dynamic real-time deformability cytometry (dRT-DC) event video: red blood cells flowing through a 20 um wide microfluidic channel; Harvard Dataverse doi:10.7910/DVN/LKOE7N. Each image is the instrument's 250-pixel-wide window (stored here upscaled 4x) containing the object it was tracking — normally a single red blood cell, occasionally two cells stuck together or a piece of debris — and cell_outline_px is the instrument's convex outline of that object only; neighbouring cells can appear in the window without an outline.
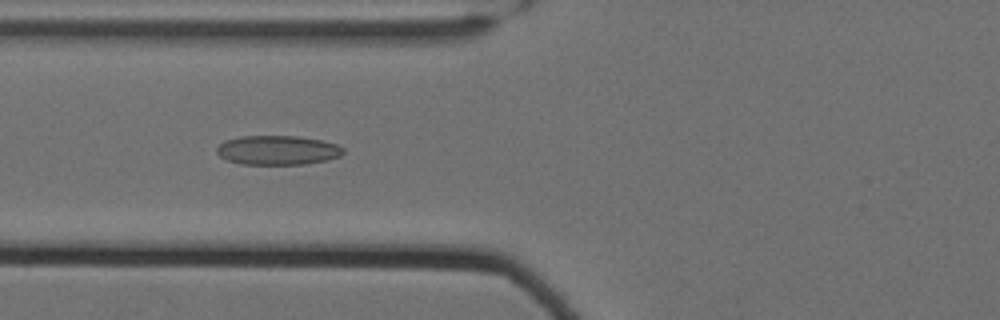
{"species": "Egyptian fruit bat (a non-hibernating species)", "species_latin": "Rousettus aegyptiacus", "temperature_condition": "cold", "stored_images_in_passage": 40, "camera_frame_rate_fps": 3000, "um_per_image_px": 0.085, "animal": {"sex": "female"}, "frame": {"image": 1, "passage_image": 9, "time_ms": 2.667, "image_size_px": [1000, 320], "cell_outline_px": [[344, 152], [340, 156], [328, 160], [304, 164], [240, 164], [228, 160], [220, 156], [216, 152], [216, 148], [224, 140], [240, 136], [296, 136], [320, 140], [336, 144], [344, 148]], "centroid_in_image_um": [23.59, 12.76], "position_along_channel_um": 102.2, "area_um2": 21.62}}
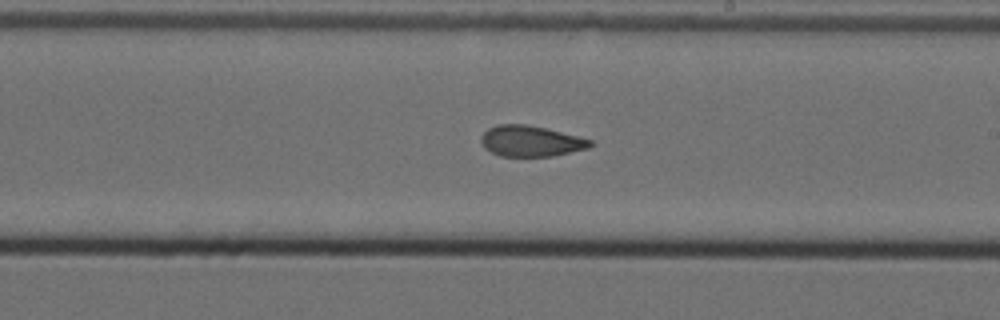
{"frame": {"image": 2, "passage_image": 21, "time_ms": 6.667, "image_size_px": [1000, 320], "cell_outline_px": [[592, 144], [588, 148], [552, 156], [500, 156], [484, 148], [480, 140], [480, 136], [488, 128], [496, 124], [528, 124], [592, 140]], "centroid_in_image_um": [45.06, 11.99], "position_along_channel_um": 243.9, "area_um2": 19.48}}
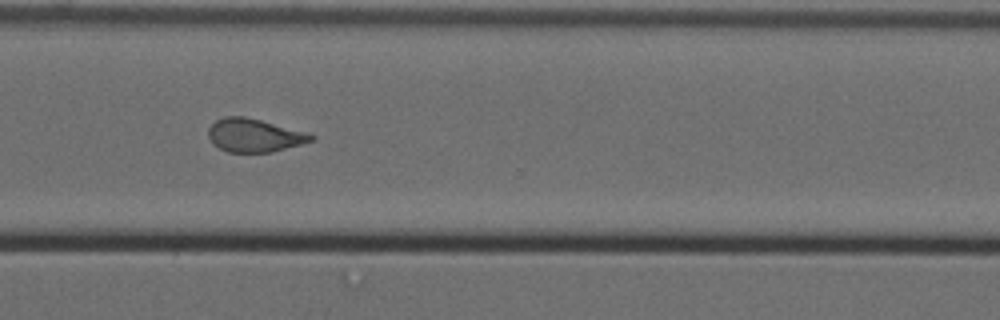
{"frame": {"image": 3, "passage_image": 30, "time_ms": 9.667, "image_size_px": [1000, 320], "cell_outline_px": [[316, 136], [312, 140], [300, 144], [272, 152], [228, 152], [212, 144], [208, 136], [208, 128], [216, 120], [224, 116], [244, 116], [308, 132]], "centroid_in_image_um": [21.59, 11.5], "position_along_channel_um": 349.0, "area_um2": 19.88}, "authors_computed_cell_mechanics": {"area_um2": 20.0566, "velocity_mm_per_s": 3.5145, "shape_relaxation_time_tau1_ms": null, "shape_relaxation_time_tau2_ms": 3.2798, "deformation_change_tau1": null, "deformation_change_tau2": 0.0942}}